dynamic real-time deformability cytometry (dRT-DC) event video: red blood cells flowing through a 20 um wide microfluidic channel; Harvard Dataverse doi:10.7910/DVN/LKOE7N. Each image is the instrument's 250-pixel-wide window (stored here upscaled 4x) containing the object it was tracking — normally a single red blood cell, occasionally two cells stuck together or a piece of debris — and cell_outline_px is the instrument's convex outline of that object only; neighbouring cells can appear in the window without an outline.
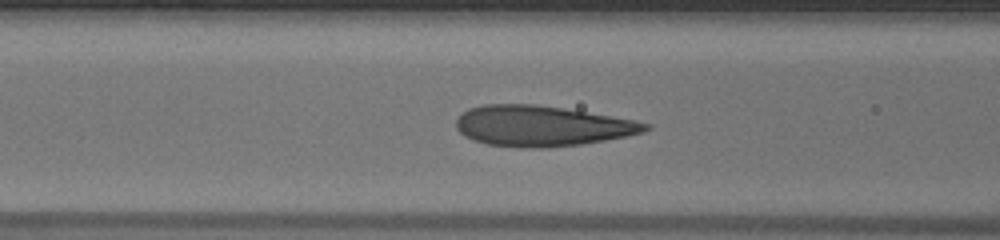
{"species": "human", "species_latin": "Homo sapiens", "temperature_condition": "warm", "stored_images_in_passage": 33, "camera_frame_rate_fps": 3000, "um_per_image_px": 0.085, "donor": {"sex": "male"}, "frame": {"image": 1, "passage_image": 6, "time_ms": 1.667, "image_size_px": [1000, 240], "cell_outline_px": [[652, 128], [644, 132], [604, 140], [580, 144], [540, 148], [528, 148], [488, 144], [472, 140], [464, 136], [456, 128], [456, 120], [468, 108], [484, 104], [532, 104], [564, 108], [632, 120], [652, 124]], "centroid_in_image_um": [46.02, 10.7], "position_along_channel_um": 120.6, "area_um2": 44.33}}
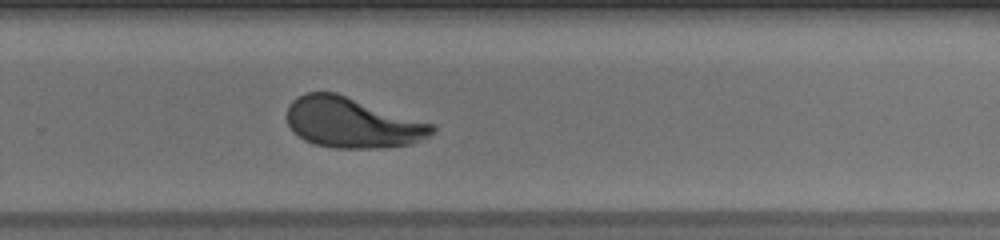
{"frame": {"image": 2, "passage_image": 20, "time_ms": 6.333, "image_size_px": [1000, 240], "cell_outline_px": [[436, 132], [412, 144], [384, 148], [332, 148], [316, 144], [304, 140], [292, 132], [288, 124], [288, 104], [292, 100], [308, 92], [336, 92], [432, 124], [436, 128]], "centroid_in_image_um": [29.92, 10.44], "position_along_channel_um": 299.9, "area_um2": 42.54}}
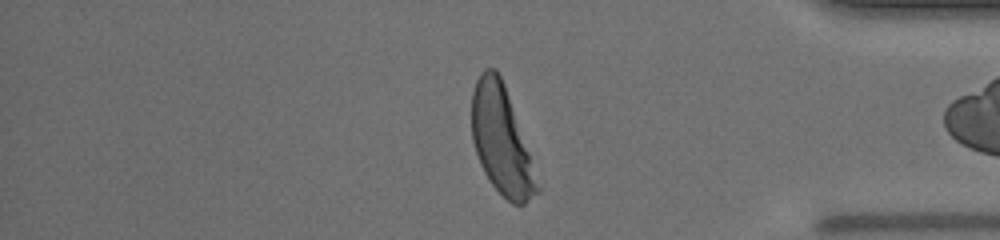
{"frame": {"image": 3, "passage_image": 29, "time_ms": 9.333, "image_size_px": [1000, 240], "cell_outline_px": [[540, 192], [524, 204], [512, 204], [492, 184], [484, 172], [480, 164], [472, 140], [472, 92], [476, 80], [480, 72], [484, 68], [496, 68], [504, 84], [528, 152], [540, 188]], "centroid_in_image_um": [42.59, 11.92], "position_along_channel_um": 392.6, "area_um2": 40.34}, "authors_computed_cell_mechanics": {"area_um2": 43.35, "velocity_mm_per_s": 3.8506, "shape_relaxation_time_tau1_ms": 3.5403, "shape_relaxation_time_tau2_ms": null, "deformation_change_tau1": 0.1865, "deformation_change_tau2": null}}